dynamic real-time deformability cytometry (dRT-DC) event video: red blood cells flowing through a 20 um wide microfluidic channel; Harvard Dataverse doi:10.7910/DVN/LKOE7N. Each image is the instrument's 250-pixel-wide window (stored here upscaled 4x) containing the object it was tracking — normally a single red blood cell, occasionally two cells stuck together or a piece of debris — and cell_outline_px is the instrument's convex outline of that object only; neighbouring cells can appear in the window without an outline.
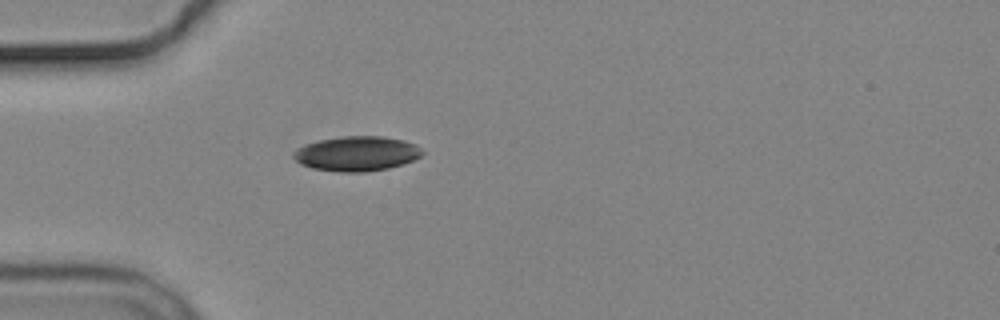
{"species": "common noctule bat (a hibernating species)", "species_latin": "Nyctalus noctula", "temperature_condition": "cold", "stored_images_in_passage": 1, "camera_frame_rate_fps": 3000, "um_per_image_px": 0.085, "animal": {"sex": "male", "body_mass_g": 19.2, "forearm_length_mm": 51.8}, "frame": {"image": 1, "passage_image": 1, "time_ms": 0.0, "image_size_px": [1000, 320], "cell_outline_px": [[424, 152], [420, 156], [412, 160], [388, 168], [364, 172], [340, 172], [312, 168], [300, 164], [292, 156], [292, 152], [296, 148], [304, 144], [320, 140], [340, 136], [384, 136], [404, 140], [416, 144]], "centroid_in_image_um": [30.29, 13.05], "position_along_channel_um": 54.7, "area_um2": 26.18}}